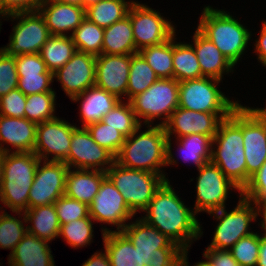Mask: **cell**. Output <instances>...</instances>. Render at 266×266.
<instances>
[{"instance_id": "obj_44", "label": "cell", "mask_w": 266, "mask_h": 266, "mask_svg": "<svg viewBox=\"0 0 266 266\" xmlns=\"http://www.w3.org/2000/svg\"><path fill=\"white\" fill-rule=\"evenodd\" d=\"M54 206L60 225L69 223L80 218L90 217L89 206L78 200L62 195Z\"/></svg>"}, {"instance_id": "obj_33", "label": "cell", "mask_w": 266, "mask_h": 266, "mask_svg": "<svg viewBox=\"0 0 266 266\" xmlns=\"http://www.w3.org/2000/svg\"><path fill=\"white\" fill-rule=\"evenodd\" d=\"M134 1L101 0L85 9L86 18L105 29L113 23L124 19Z\"/></svg>"}, {"instance_id": "obj_46", "label": "cell", "mask_w": 266, "mask_h": 266, "mask_svg": "<svg viewBox=\"0 0 266 266\" xmlns=\"http://www.w3.org/2000/svg\"><path fill=\"white\" fill-rule=\"evenodd\" d=\"M240 196L257 205L266 201V162L250 177Z\"/></svg>"}, {"instance_id": "obj_59", "label": "cell", "mask_w": 266, "mask_h": 266, "mask_svg": "<svg viewBox=\"0 0 266 266\" xmlns=\"http://www.w3.org/2000/svg\"><path fill=\"white\" fill-rule=\"evenodd\" d=\"M3 160H4V153L0 151V191L2 187V178H3Z\"/></svg>"}, {"instance_id": "obj_25", "label": "cell", "mask_w": 266, "mask_h": 266, "mask_svg": "<svg viewBox=\"0 0 266 266\" xmlns=\"http://www.w3.org/2000/svg\"><path fill=\"white\" fill-rule=\"evenodd\" d=\"M48 241L26 233L8 258L10 266H55Z\"/></svg>"}, {"instance_id": "obj_5", "label": "cell", "mask_w": 266, "mask_h": 266, "mask_svg": "<svg viewBox=\"0 0 266 266\" xmlns=\"http://www.w3.org/2000/svg\"><path fill=\"white\" fill-rule=\"evenodd\" d=\"M226 12L204 7L197 29L235 66L245 53L251 32Z\"/></svg>"}, {"instance_id": "obj_49", "label": "cell", "mask_w": 266, "mask_h": 266, "mask_svg": "<svg viewBox=\"0 0 266 266\" xmlns=\"http://www.w3.org/2000/svg\"><path fill=\"white\" fill-rule=\"evenodd\" d=\"M16 70L18 75L53 74L48 71L39 53L16 56Z\"/></svg>"}, {"instance_id": "obj_43", "label": "cell", "mask_w": 266, "mask_h": 266, "mask_svg": "<svg viewBox=\"0 0 266 266\" xmlns=\"http://www.w3.org/2000/svg\"><path fill=\"white\" fill-rule=\"evenodd\" d=\"M261 235L252 233L239 239L229 250L240 266H256Z\"/></svg>"}, {"instance_id": "obj_21", "label": "cell", "mask_w": 266, "mask_h": 266, "mask_svg": "<svg viewBox=\"0 0 266 266\" xmlns=\"http://www.w3.org/2000/svg\"><path fill=\"white\" fill-rule=\"evenodd\" d=\"M122 232L142 255L145 266H148L150 258L161 255V248H180L165 234L142 219H136V222L127 224Z\"/></svg>"}, {"instance_id": "obj_31", "label": "cell", "mask_w": 266, "mask_h": 266, "mask_svg": "<svg viewBox=\"0 0 266 266\" xmlns=\"http://www.w3.org/2000/svg\"><path fill=\"white\" fill-rule=\"evenodd\" d=\"M76 51L77 48L70 35H51L39 54L48 71L55 73L72 58Z\"/></svg>"}, {"instance_id": "obj_52", "label": "cell", "mask_w": 266, "mask_h": 266, "mask_svg": "<svg viewBox=\"0 0 266 266\" xmlns=\"http://www.w3.org/2000/svg\"><path fill=\"white\" fill-rule=\"evenodd\" d=\"M40 0H0V15L13 11L33 10Z\"/></svg>"}, {"instance_id": "obj_10", "label": "cell", "mask_w": 266, "mask_h": 266, "mask_svg": "<svg viewBox=\"0 0 266 266\" xmlns=\"http://www.w3.org/2000/svg\"><path fill=\"white\" fill-rule=\"evenodd\" d=\"M219 220L213 240L208 248L230 250L242 237L254 232L249 230L252 220L258 217V205L240 196L236 207L227 213L225 208L209 213Z\"/></svg>"}, {"instance_id": "obj_30", "label": "cell", "mask_w": 266, "mask_h": 266, "mask_svg": "<svg viewBox=\"0 0 266 266\" xmlns=\"http://www.w3.org/2000/svg\"><path fill=\"white\" fill-rule=\"evenodd\" d=\"M136 53L138 51L128 16L104 29L102 54L133 55Z\"/></svg>"}, {"instance_id": "obj_4", "label": "cell", "mask_w": 266, "mask_h": 266, "mask_svg": "<svg viewBox=\"0 0 266 266\" xmlns=\"http://www.w3.org/2000/svg\"><path fill=\"white\" fill-rule=\"evenodd\" d=\"M39 162L34 152L4 153L0 201L12 212L28 210L29 191Z\"/></svg>"}, {"instance_id": "obj_45", "label": "cell", "mask_w": 266, "mask_h": 266, "mask_svg": "<svg viewBox=\"0 0 266 266\" xmlns=\"http://www.w3.org/2000/svg\"><path fill=\"white\" fill-rule=\"evenodd\" d=\"M18 86L16 56H8L0 49V97Z\"/></svg>"}, {"instance_id": "obj_23", "label": "cell", "mask_w": 266, "mask_h": 266, "mask_svg": "<svg viewBox=\"0 0 266 266\" xmlns=\"http://www.w3.org/2000/svg\"><path fill=\"white\" fill-rule=\"evenodd\" d=\"M37 125L26 118H11L0 115V151L3 153L11 151V149L4 148V143H7L16 149L13 152H33Z\"/></svg>"}, {"instance_id": "obj_16", "label": "cell", "mask_w": 266, "mask_h": 266, "mask_svg": "<svg viewBox=\"0 0 266 266\" xmlns=\"http://www.w3.org/2000/svg\"><path fill=\"white\" fill-rule=\"evenodd\" d=\"M63 162L69 168L106 172L115 162V157L98 145L86 128L77 127L72 134L68 156Z\"/></svg>"}, {"instance_id": "obj_24", "label": "cell", "mask_w": 266, "mask_h": 266, "mask_svg": "<svg viewBox=\"0 0 266 266\" xmlns=\"http://www.w3.org/2000/svg\"><path fill=\"white\" fill-rule=\"evenodd\" d=\"M193 44L203 77L222 80L225 72H233L234 65L198 29L193 35Z\"/></svg>"}, {"instance_id": "obj_38", "label": "cell", "mask_w": 266, "mask_h": 266, "mask_svg": "<svg viewBox=\"0 0 266 266\" xmlns=\"http://www.w3.org/2000/svg\"><path fill=\"white\" fill-rule=\"evenodd\" d=\"M55 97V92L27 95L25 118L36 124L55 119Z\"/></svg>"}, {"instance_id": "obj_12", "label": "cell", "mask_w": 266, "mask_h": 266, "mask_svg": "<svg viewBox=\"0 0 266 266\" xmlns=\"http://www.w3.org/2000/svg\"><path fill=\"white\" fill-rule=\"evenodd\" d=\"M136 50L152 45H159L170 39L176 32L174 25L160 12L140 4L137 1L131 5L128 15Z\"/></svg>"}, {"instance_id": "obj_17", "label": "cell", "mask_w": 266, "mask_h": 266, "mask_svg": "<svg viewBox=\"0 0 266 266\" xmlns=\"http://www.w3.org/2000/svg\"><path fill=\"white\" fill-rule=\"evenodd\" d=\"M77 127L56 117L37 125L34 153L43 161H64L69 153L73 131ZM50 154L53 157L50 159ZM48 155V156H47Z\"/></svg>"}, {"instance_id": "obj_13", "label": "cell", "mask_w": 266, "mask_h": 266, "mask_svg": "<svg viewBox=\"0 0 266 266\" xmlns=\"http://www.w3.org/2000/svg\"><path fill=\"white\" fill-rule=\"evenodd\" d=\"M242 132L248 184L266 162V107L242 106Z\"/></svg>"}, {"instance_id": "obj_58", "label": "cell", "mask_w": 266, "mask_h": 266, "mask_svg": "<svg viewBox=\"0 0 266 266\" xmlns=\"http://www.w3.org/2000/svg\"><path fill=\"white\" fill-rule=\"evenodd\" d=\"M39 2H54L82 6V0H40Z\"/></svg>"}, {"instance_id": "obj_35", "label": "cell", "mask_w": 266, "mask_h": 266, "mask_svg": "<svg viewBox=\"0 0 266 266\" xmlns=\"http://www.w3.org/2000/svg\"><path fill=\"white\" fill-rule=\"evenodd\" d=\"M158 79L154 70L139 52L130 55V72L126 90L128 101L146 91Z\"/></svg>"}, {"instance_id": "obj_26", "label": "cell", "mask_w": 266, "mask_h": 266, "mask_svg": "<svg viewBox=\"0 0 266 266\" xmlns=\"http://www.w3.org/2000/svg\"><path fill=\"white\" fill-rule=\"evenodd\" d=\"M80 99L82 100L80 104V115L83 120L82 128L102 121L103 117L121 100L114 94L96 86L90 87L71 100L77 102Z\"/></svg>"}, {"instance_id": "obj_22", "label": "cell", "mask_w": 266, "mask_h": 266, "mask_svg": "<svg viewBox=\"0 0 266 266\" xmlns=\"http://www.w3.org/2000/svg\"><path fill=\"white\" fill-rule=\"evenodd\" d=\"M49 29L51 35L65 36L73 32L86 18L82 6L54 2H38L35 8Z\"/></svg>"}, {"instance_id": "obj_19", "label": "cell", "mask_w": 266, "mask_h": 266, "mask_svg": "<svg viewBox=\"0 0 266 266\" xmlns=\"http://www.w3.org/2000/svg\"><path fill=\"white\" fill-rule=\"evenodd\" d=\"M53 78H57L70 99L80 95L95 86L96 56L76 51L63 67L53 73Z\"/></svg>"}, {"instance_id": "obj_3", "label": "cell", "mask_w": 266, "mask_h": 266, "mask_svg": "<svg viewBox=\"0 0 266 266\" xmlns=\"http://www.w3.org/2000/svg\"><path fill=\"white\" fill-rule=\"evenodd\" d=\"M141 127L125 139L115 162L128 169L161 174L167 180L166 174L160 170L162 166H167L168 137L165 128L159 124L147 125L148 129L140 132Z\"/></svg>"}, {"instance_id": "obj_20", "label": "cell", "mask_w": 266, "mask_h": 266, "mask_svg": "<svg viewBox=\"0 0 266 266\" xmlns=\"http://www.w3.org/2000/svg\"><path fill=\"white\" fill-rule=\"evenodd\" d=\"M129 72L130 55H97L95 86L120 99L122 95L126 96Z\"/></svg>"}, {"instance_id": "obj_8", "label": "cell", "mask_w": 266, "mask_h": 266, "mask_svg": "<svg viewBox=\"0 0 266 266\" xmlns=\"http://www.w3.org/2000/svg\"><path fill=\"white\" fill-rule=\"evenodd\" d=\"M221 81L201 77L179 82L178 107L205 113H232L239 105L222 93L217 85Z\"/></svg>"}, {"instance_id": "obj_40", "label": "cell", "mask_w": 266, "mask_h": 266, "mask_svg": "<svg viewBox=\"0 0 266 266\" xmlns=\"http://www.w3.org/2000/svg\"><path fill=\"white\" fill-rule=\"evenodd\" d=\"M91 217L80 218L60 226L59 236L73 248L90 245L93 238V222Z\"/></svg>"}, {"instance_id": "obj_42", "label": "cell", "mask_w": 266, "mask_h": 266, "mask_svg": "<svg viewBox=\"0 0 266 266\" xmlns=\"http://www.w3.org/2000/svg\"><path fill=\"white\" fill-rule=\"evenodd\" d=\"M0 214V248L10 249V256L27 233V227L23 225L22 220L11 216L5 210L4 212L1 211Z\"/></svg>"}, {"instance_id": "obj_36", "label": "cell", "mask_w": 266, "mask_h": 266, "mask_svg": "<svg viewBox=\"0 0 266 266\" xmlns=\"http://www.w3.org/2000/svg\"><path fill=\"white\" fill-rule=\"evenodd\" d=\"M139 53L158 78H173V36L162 44L144 47Z\"/></svg>"}, {"instance_id": "obj_55", "label": "cell", "mask_w": 266, "mask_h": 266, "mask_svg": "<svg viewBox=\"0 0 266 266\" xmlns=\"http://www.w3.org/2000/svg\"><path fill=\"white\" fill-rule=\"evenodd\" d=\"M256 266H266V237L261 236L259 244V256Z\"/></svg>"}, {"instance_id": "obj_60", "label": "cell", "mask_w": 266, "mask_h": 266, "mask_svg": "<svg viewBox=\"0 0 266 266\" xmlns=\"http://www.w3.org/2000/svg\"><path fill=\"white\" fill-rule=\"evenodd\" d=\"M99 1L101 0H82V7L86 9L92 5L97 4Z\"/></svg>"}, {"instance_id": "obj_41", "label": "cell", "mask_w": 266, "mask_h": 266, "mask_svg": "<svg viewBox=\"0 0 266 266\" xmlns=\"http://www.w3.org/2000/svg\"><path fill=\"white\" fill-rule=\"evenodd\" d=\"M85 128L98 145L108 150L114 157L117 156L126 139L121 132L102 121Z\"/></svg>"}, {"instance_id": "obj_18", "label": "cell", "mask_w": 266, "mask_h": 266, "mask_svg": "<svg viewBox=\"0 0 266 266\" xmlns=\"http://www.w3.org/2000/svg\"><path fill=\"white\" fill-rule=\"evenodd\" d=\"M89 215L93 222L117 226L116 231L118 232L124 229L127 225L126 221L133 218L135 214L129 209L112 181L106 177L89 205Z\"/></svg>"}, {"instance_id": "obj_32", "label": "cell", "mask_w": 266, "mask_h": 266, "mask_svg": "<svg viewBox=\"0 0 266 266\" xmlns=\"http://www.w3.org/2000/svg\"><path fill=\"white\" fill-rule=\"evenodd\" d=\"M173 35V78L178 82L201 78L200 64L193 46L189 43H175Z\"/></svg>"}, {"instance_id": "obj_7", "label": "cell", "mask_w": 266, "mask_h": 266, "mask_svg": "<svg viewBox=\"0 0 266 266\" xmlns=\"http://www.w3.org/2000/svg\"><path fill=\"white\" fill-rule=\"evenodd\" d=\"M130 103L140 124V118L144 119L145 125H151L155 118H163L159 125H164L178 108L179 82L174 78H159L146 91L134 96Z\"/></svg>"}, {"instance_id": "obj_11", "label": "cell", "mask_w": 266, "mask_h": 266, "mask_svg": "<svg viewBox=\"0 0 266 266\" xmlns=\"http://www.w3.org/2000/svg\"><path fill=\"white\" fill-rule=\"evenodd\" d=\"M232 113H205L196 112L178 107L171 114L169 120L163 125L168 137L167 140V165L177 163L172 154L171 135L177 138L191 135L193 133L215 137L219 124L224 118Z\"/></svg>"}, {"instance_id": "obj_34", "label": "cell", "mask_w": 266, "mask_h": 266, "mask_svg": "<svg viewBox=\"0 0 266 266\" xmlns=\"http://www.w3.org/2000/svg\"><path fill=\"white\" fill-rule=\"evenodd\" d=\"M176 139L179 141V151H181L184 161L193 162L197 169L211 162V153L214 147L211 136L193 133Z\"/></svg>"}, {"instance_id": "obj_27", "label": "cell", "mask_w": 266, "mask_h": 266, "mask_svg": "<svg viewBox=\"0 0 266 266\" xmlns=\"http://www.w3.org/2000/svg\"><path fill=\"white\" fill-rule=\"evenodd\" d=\"M106 177L104 171L69 168L64 195L89 206Z\"/></svg>"}, {"instance_id": "obj_48", "label": "cell", "mask_w": 266, "mask_h": 266, "mask_svg": "<svg viewBox=\"0 0 266 266\" xmlns=\"http://www.w3.org/2000/svg\"><path fill=\"white\" fill-rule=\"evenodd\" d=\"M27 96L18 88L0 97V115L11 118H25Z\"/></svg>"}, {"instance_id": "obj_15", "label": "cell", "mask_w": 266, "mask_h": 266, "mask_svg": "<svg viewBox=\"0 0 266 266\" xmlns=\"http://www.w3.org/2000/svg\"><path fill=\"white\" fill-rule=\"evenodd\" d=\"M38 163L32 186L29 191L28 209L54 204L65 192L69 167L63 161Z\"/></svg>"}, {"instance_id": "obj_6", "label": "cell", "mask_w": 266, "mask_h": 266, "mask_svg": "<svg viewBox=\"0 0 266 266\" xmlns=\"http://www.w3.org/2000/svg\"><path fill=\"white\" fill-rule=\"evenodd\" d=\"M106 175L134 214L143 211L149 205L156 191L166 181L161 174L128 169L116 162L106 171Z\"/></svg>"}, {"instance_id": "obj_54", "label": "cell", "mask_w": 266, "mask_h": 266, "mask_svg": "<svg viewBox=\"0 0 266 266\" xmlns=\"http://www.w3.org/2000/svg\"><path fill=\"white\" fill-rule=\"evenodd\" d=\"M82 266H111L107 252H95Z\"/></svg>"}, {"instance_id": "obj_47", "label": "cell", "mask_w": 266, "mask_h": 266, "mask_svg": "<svg viewBox=\"0 0 266 266\" xmlns=\"http://www.w3.org/2000/svg\"><path fill=\"white\" fill-rule=\"evenodd\" d=\"M53 81V74L18 75L17 88L26 96L35 93L55 92L50 88Z\"/></svg>"}, {"instance_id": "obj_28", "label": "cell", "mask_w": 266, "mask_h": 266, "mask_svg": "<svg viewBox=\"0 0 266 266\" xmlns=\"http://www.w3.org/2000/svg\"><path fill=\"white\" fill-rule=\"evenodd\" d=\"M102 234L111 266H145L142 255L122 231L102 228Z\"/></svg>"}, {"instance_id": "obj_2", "label": "cell", "mask_w": 266, "mask_h": 266, "mask_svg": "<svg viewBox=\"0 0 266 266\" xmlns=\"http://www.w3.org/2000/svg\"><path fill=\"white\" fill-rule=\"evenodd\" d=\"M211 162L218 166L224 175L240 191L247 185V169L242 132V105L240 104L230 116L219 124L213 138Z\"/></svg>"}, {"instance_id": "obj_53", "label": "cell", "mask_w": 266, "mask_h": 266, "mask_svg": "<svg viewBox=\"0 0 266 266\" xmlns=\"http://www.w3.org/2000/svg\"><path fill=\"white\" fill-rule=\"evenodd\" d=\"M255 42V53H258L257 59L264 65L266 63V21H263L260 37Z\"/></svg>"}, {"instance_id": "obj_14", "label": "cell", "mask_w": 266, "mask_h": 266, "mask_svg": "<svg viewBox=\"0 0 266 266\" xmlns=\"http://www.w3.org/2000/svg\"><path fill=\"white\" fill-rule=\"evenodd\" d=\"M199 176L196 178L197 199L193 211L197 214L205 211L211 213L225 207L228 192L232 188L241 192L224 173L212 162H208L199 169Z\"/></svg>"}, {"instance_id": "obj_51", "label": "cell", "mask_w": 266, "mask_h": 266, "mask_svg": "<svg viewBox=\"0 0 266 266\" xmlns=\"http://www.w3.org/2000/svg\"><path fill=\"white\" fill-rule=\"evenodd\" d=\"M182 248H161V255L150 258L148 266H178Z\"/></svg>"}, {"instance_id": "obj_9", "label": "cell", "mask_w": 266, "mask_h": 266, "mask_svg": "<svg viewBox=\"0 0 266 266\" xmlns=\"http://www.w3.org/2000/svg\"><path fill=\"white\" fill-rule=\"evenodd\" d=\"M1 16L19 20L13 26L10 42L0 48L8 56L39 53L51 36L44 18L36 9L13 11Z\"/></svg>"}, {"instance_id": "obj_29", "label": "cell", "mask_w": 266, "mask_h": 266, "mask_svg": "<svg viewBox=\"0 0 266 266\" xmlns=\"http://www.w3.org/2000/svg\"><path fill=\"white\" fill-rule=\"evenodd\" d=\"M17 215H24L23 220L26 223H32L27 227V232L48 242L59 236L60 223L54 204L30 208L23 212H15Z\"/></svg>"}, {"instance_id": "obj_39", "label": "cell", "mask_w": 266, "mask_h": 266, "mask_svg": "<svg viewBox=\"0 0 266 266\" xmlns=\"http://www.w3.org/2000/svg\"><path fill=\"white\" fill-rule=\"evenodd\" d=\"M122 102V99L108 112L102 122L116 128L126 138L134 133L140 126L130 101Z\"/></svg>"}, {"instance_id": "obj_50", "label": "cell", "mask_w": 266, "mask_h": 266, "mask_svg": "<svg viewBox=\"0 0 266 266\" xmlns=\"http://www.w3.org/2000/svg\"><path fill=\"white\" fill-rule=\"evenodd\" d=\"M203 257L210 266H240L229 250L206 248Z\"/></svg>"}, {"instance_id": "obj_37", "label": "cell", "mask_w": 266, "mask_h": 266, "mask_svg": "<svg viewBox=\"0 0 266 266\" xmlns=\"http://www.w3.org/2000/svg\"><path fill=\"white\" fill-rule=\"evenodd\" d=\"M77 51L95 56L102 54L104 29L85 18L70 34Z\"/></svg>"}, {"instance_id": "obj_1", "label": "cell", "mask_w": 266, "mask_h": 266, "mask_svg": "<svg viewBox=\"0 0 266 266\" xmlns=\"http://www.w3.org/2000/svg\"><path fill=\"white\" fill-rule=\"evenodd\" d=\"M178 196L167 179L142 211L147 214L141 219L188 251L193 239L198 240L203 232L196 213Z\"/></svg>"}, {"instance_id": "obj_57", "label": "cell", "mask_w": 266, "mask_h": 266, "mask_svg": "<svg viewBox=\"0 0 266 266\" xmlns=\"http://www.w3.org/2000/svg\"><path fill=\"white\" fill-rule=\"evenodd\" d=\"M258 213L263 217V220L260 221V226L265 231L262 235L266 237V201L258 204Z\"/></svg>"}, {"instance_id": "obj_56", "label": "cell", "mask_w": 266, "mask_h": 266, "mask_svg": "<svg viewBox=\"0 0 266 266\" xmlns=\"http://www.w3.org/2000/svg\"><path fill=\"white\" fill-rule=\"evenodd\" d=\"M187 253H188L187 250L182 252V254L180 255L179 260H178V266H189ZM193 266H210V264L207 261H201V262L196 263Z\"/></svg>"}]
</instances>
